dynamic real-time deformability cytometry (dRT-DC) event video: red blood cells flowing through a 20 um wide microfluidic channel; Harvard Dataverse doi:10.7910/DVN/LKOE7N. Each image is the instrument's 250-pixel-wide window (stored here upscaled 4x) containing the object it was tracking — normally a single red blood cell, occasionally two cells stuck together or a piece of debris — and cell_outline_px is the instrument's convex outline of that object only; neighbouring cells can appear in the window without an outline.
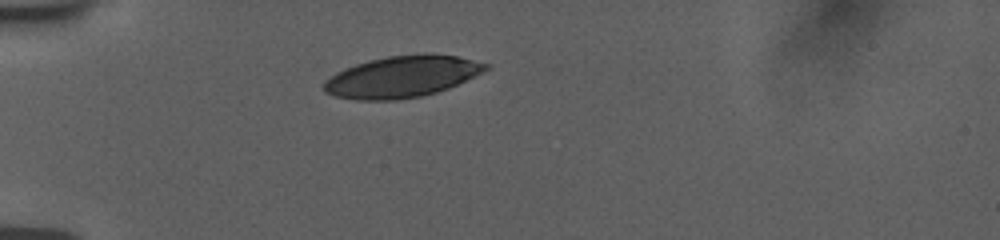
{"species": "human", "species_latin": "Homo sapiens", "temperature_condition": "room temperature", "stored_images_in_passage": 21, "camera_frame_rate_fps": 3000, "um_per_image_px": 0.085, "donor": {"sex": "female"}, "frame": {"image": 1, "passage_image": 1, "time_ms": 0.0, "image_size_px": [1000, 240], "cell_outline_px": [[492, 68], [484, 72], [448, 88], [436, 92], [420, 96], [396, 100], [356, 100], [336, 96], [324, 92], [324, 80], [336, 72], [344, 68], [368, 60], [388, 56], [424, 52], [428, 52], [456, 56], [492, 64]], "centroid_in_image_um": [34.2, 6.49], "position_along_channel_um": 50.8, "area_um2": 39.54}}
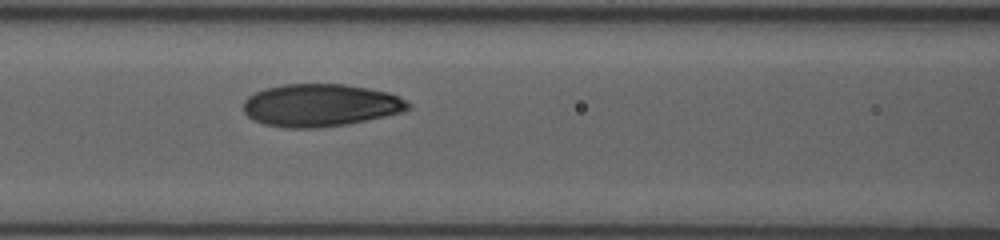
{"frame": {"image": 2, "passage_image": 10, "time_ms": 3.0, "image_size_px": [1000, 240], "cell_outline_px": [[412, 108], [404, 112], [348, 124], [316, 128], [288, 128], [264, 124], [248, 116], [244, 112], [244, 100], [248, 96], [264, 88], [280, 84], [344, 84], [368, 88], [388, 92], [412, 104]], "centroid_in_image_um": [27.25, 8.94], "position_along_channel_um": 139.4, "area_um2": 40.98}}
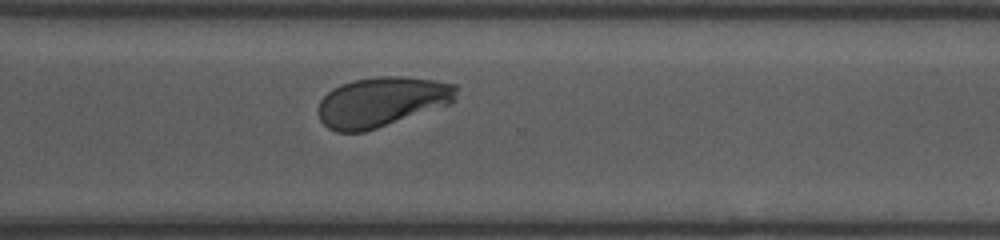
{"frame": {"image": 3, "passage_image": 21, "time_ms": 8.333, "image_size_px": [1000, 240], "cell_outline_px": [[460, 88], [456, 100], [448, 104], [364, 132], [336, 132], [328, 128], [320, 120], [320, 100], [332, 88], [340, 84], [352, 80], [376, 76], [404, 76], [436, 80], [456, 84]], "centroid_in_image_um": [32.47, 8.63], "position_along_channel_um": 338.1, "area_um2": 40.11}}